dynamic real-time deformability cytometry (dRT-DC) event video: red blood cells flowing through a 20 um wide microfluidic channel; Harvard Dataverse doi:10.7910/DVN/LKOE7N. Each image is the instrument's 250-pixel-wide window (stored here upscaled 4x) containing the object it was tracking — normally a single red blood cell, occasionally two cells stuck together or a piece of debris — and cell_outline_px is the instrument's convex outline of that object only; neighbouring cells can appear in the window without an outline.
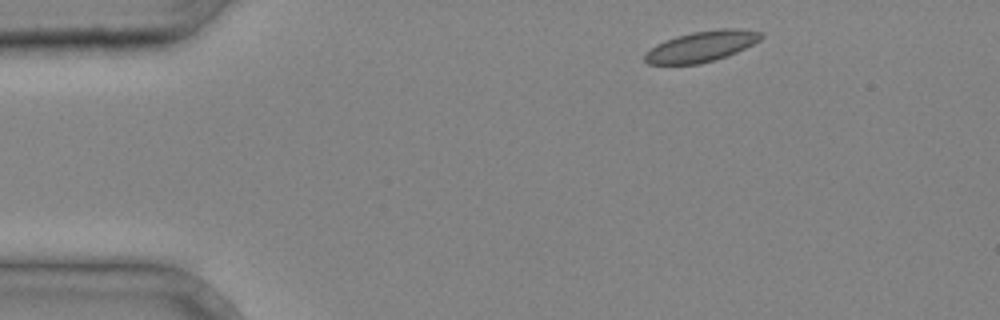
{"species": "common noctule bat (a hibernating species)", "species_latin": "Nyctalus noctula", "temperature_condition": "cold", "stored_images_in_passage": 3, "segment_of_instrument_passage": [2, 2], "camera_frame_rate_fps": 3000, "um_per_image_px": 0.085, "animal": {"sex": "male", "body_mass_g": 20.4}, "frame": {"image": 1, "passage_image": 3, "time_ms": 0.667, "image_size_px": [1000, 320], "cell_outline_px": [[764, 36], [760, 40], [736, 52], [700, 64], [648, 64], [644, 60], [644, 52], [656, 44], [664, 40], [676, 36], [692, 32], [720, 28], [740, 28], [764, 32]], "centroid_in_image_um": [59.61, 3.92], "position_along_channel_um": 25.4, "area_um2": 20.87}}